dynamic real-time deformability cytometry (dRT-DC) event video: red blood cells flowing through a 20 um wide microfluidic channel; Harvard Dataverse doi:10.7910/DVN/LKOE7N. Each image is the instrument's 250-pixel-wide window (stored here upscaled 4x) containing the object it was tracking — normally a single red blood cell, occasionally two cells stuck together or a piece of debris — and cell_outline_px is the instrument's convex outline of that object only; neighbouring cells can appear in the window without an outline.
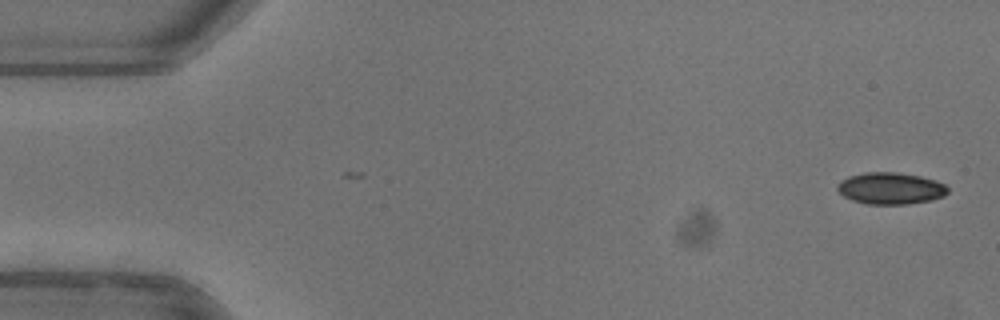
{"species": "common noctule bat (a hibernating species)", "species_latin": "Nyctalus noctula", "temperature_condition": "warm", "stored_images_in_passage": 51, "camera_frame_rate_fps": 3000, "um_per_image_px": 0.085, "animal": {"sex": "female"}, "frame": {"image": 1, "passage_image": 1, "time_ms": 0.0, "image_size_px": [1000, 320], "cell_outline_px": [[948, 192], [944, 196], [932, 200], [908, 204], [868, 204], [852, 200], [844, 196], [836, 188], [836, 184], [840, 180], [848, 176], [864, 172], [896, 172], [920, 176], [936, 180], [944, 184], [948, 188]], "centroid_in_image_um": [75.69, 16.0], "position_along_channel_um": 9.3, "area_um2": 20.58}}
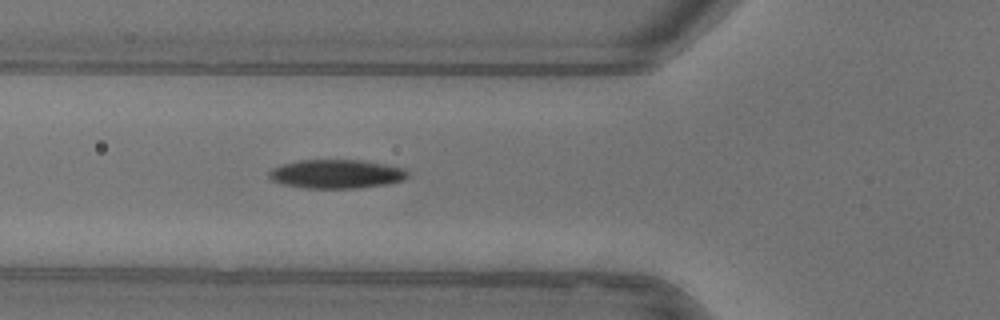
{"frame": {"image": 2, "passage_image": 18, "time_ms": 5.667, "image_size_px": [1000, 320], "cell_outline_px": [[408, 176], [404, 180], [384, 184], [360, 188], [308, 188], [284, 184], [272, 180], [268, 176], [268, 172], [272, 168], [280, 164], [300, 160], [360, 160], [384, 164], [404, 168], [408, 172]], "centroid_in_image_um": [28.58, 14.78], "position_along_channel_um": 97.2, "area_um2": 23.24}}
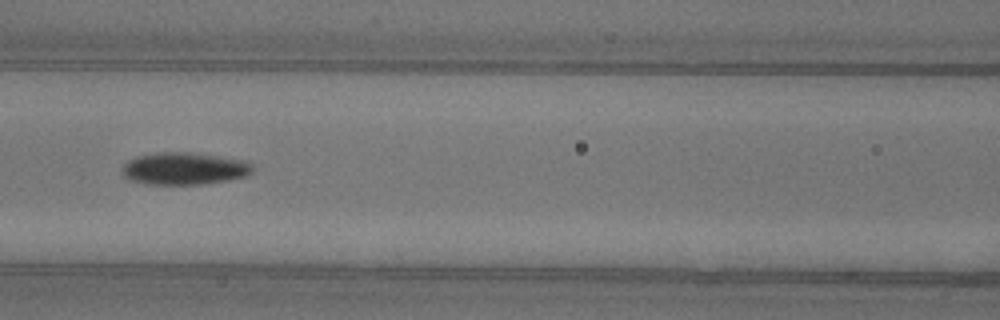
{"frame": {"image": 3, "passage_image": 22, "time_ms": 7.0, "image_size_px": [1000, 320], "cell_outline_px": [[252, 172], [244, 176], [228, 180], [204, 184], [148, 184], [128, 180], [124, 176], [124, 164], [128, 160], [140, 156], [160, 152], [188, 152], [248, 160], [252, 164]], "centroid_in_image_um": [15.69, 14.33], "position_along_channel_um": 150.9, "area_um2": 24.39}, "authors_computed_cell_mechanics": {"area_um2": 22.7154, "velocity_mm_per_s": 3.9824, "shape_relaxation_time_tau1_ms": 3.9589, "shape_relaxation_time_tau2_ms": 5.7857, "deformation_change_tau1": 0.1496, "deformation_change_tau2": 0.1078}}